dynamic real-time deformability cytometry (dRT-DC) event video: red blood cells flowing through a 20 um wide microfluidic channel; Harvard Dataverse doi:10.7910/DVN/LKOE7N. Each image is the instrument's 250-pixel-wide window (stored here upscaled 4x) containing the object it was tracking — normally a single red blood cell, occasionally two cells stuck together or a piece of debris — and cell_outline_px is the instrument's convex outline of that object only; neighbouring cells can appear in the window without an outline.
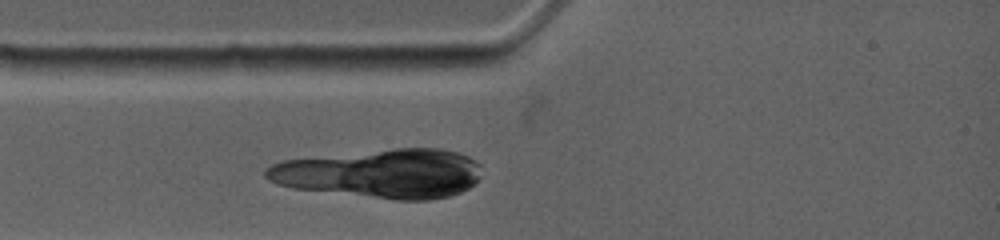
{"species": "common noctule bat (a hibernating species)", "species_latin": "Nyctalus noctula", "temperature_condition": "warm", "stored_images_in_passage": 2, "camera_frame_rate_fps": 4500, "um_per_image_px": 0.085, "animal": {"sex": "female", "body_mass_g": 19.0, "forearm_length_mm": 53.3}, "frame": {"image": 1, "passage_image": 1, "time_ms": 0.0, "image_size_px": [1000, 240], "cell_outline_px": [[500, 60], [488, 64], [460, 68], [352, 68], [368, 56], [480, 56]], "centroid_in_image_um": [35.99, 5.26], "position_along_channel_um": 49.0, "area_um2": 10.92}}